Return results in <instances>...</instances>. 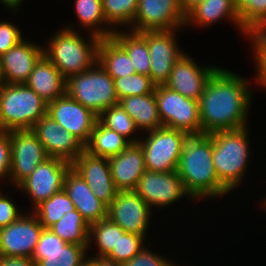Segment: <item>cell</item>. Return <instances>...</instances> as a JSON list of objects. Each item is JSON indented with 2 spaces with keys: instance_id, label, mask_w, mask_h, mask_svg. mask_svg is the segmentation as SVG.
Here are the masks:
<instances>
[{
  "instance_id": "obj_49",
  "label": "cell",
  "mask_w": 266,
  "mask_h": 266,
  "mask_svg": "<svg viewBox=\"0 0 266 266\" xmlns=\"http://www.w3.org/2000/svg\"><path fill=\"white\" fill-rule=\"evenodd\" d=\"M253 36L256 39L266 40V23Z\"/></svg>"
},
{
  "instance_id": "obj_44",
  "label": "cell",
  "mask_w": 266,
  "mask_h": 266,
  "mask_svg": "<svg viewBox=\"0 0 266 266\" xmlns=\"http://www.w3.org/2000/svg\"><path fill=\"white\" fill-rule=\"evenodd\" d=\"M65 244L64 240L60 239L50 229H43L40 239L36 245L34 252H54L60 250Z\"/></svg>"
},
{
  "instance_id": "obj_16",
  "label": "cell",
  "mask_w": 266,
  "mask_h": 266,
  "mask_svg": "<svg viewBox=\"0 0 266 266\" xmlns=\"http://www.w3.org/2000/svg\"><path fill=\"white\" fill-rule=\"evenodd\" d=\"M47 115L86 145L98 116L67 93L47 103Z\"/></svg>"
},
{
  "instance_id": "obj_38",
  "label": "cell",
  "mask_w": 266,
  "mask_h": 266,
  "mask_svg": "<svg viewBox=\"0 0 266 266\" xmlns=\"http://www.w3.org/2000/svg\"><path fill=\"white\" fill-rule=\"evenodd\" d=\"M144 241L148 243V240L138 234L119 232L117 248H113L107 258L124 264L137 255L144 246H146Z\"/></svg>"
},
{
  "instance_id": "obj_39",
  "label": "cell",
  "mask_w": 266,
  "mask_h": 266,
  "mask_svg": "<svg viewBox=\"0 0 266 266\" xmlns=\"http://www.w3.org/2000/svg\"><path fill=\"white\" fill-rule=\"evenodd\" d=\"M255 62L256 82L266 89V40L256 39L253 35L249 38Z\"/></svg>"
},
{
  "instance_id": "obj_21",
  "label": "cell",
  "mask_w": 266,
  "mask_h": 266,
  "mask_svg": "<svg viewBox=\"0 0 266 266\" xmlns=\"http://www.w3.org/2000/svg\"><path fill=\"white\" fill-rule=\"evenodd\" d=\"M118 191H134L146 171L145 156L139 143H131L120 154L108 158Z\"/></svg>"
},
{
  "instance_id": "obj_1",
  "label": "cell",
  "mask_w": 266,
  "mask_h": 266,
  "mask_svg": "<svg viewBox=\"0 0 266 266\" xmlns=\"http://www.w3.org/2000/svg\"><path fill=\"white\" fill-rule=\"evenodd\" d=\"M248 80L225 68H218L199 98L201 133L247 127L252 93Z\"/></svg>"
},
{
  "instance_id": "obj_9",
  "label": "cell",
  "mask_w": 266,
  "mask_h": 266,
  "mask_svg": "<svg viewBox=\"0 0 266 266\" xmlns=\"http://www.w3.org/2000/svg\"><path fill=\"white\" fill-rule=\"evenodd\" d=\"M70 168L71 163L48 157L16 187L31 199V211L41 202L63 190L65 175Z\"/></svg>"
},
{
  "instance_id": "obj_7",
  "label": "cell",
  "mask_w": 266,
  "mask_h": 266,
  "mask_svg": "<svg viewBox=\"0 0 266 266\" xmlns=\"http://www.w3.org/2000/svg\"><path fill=\"white\" fill-rule=\"evenodd\" d=\"M147 137L138 141L145 156L146 170L169 173L177 170L182 154L185 131L160 127L146 132Z\"/></svg>"
},
{
  "instance_id": "obj_33",
  "label": "cell",
  "mask_w": 266,
  "mask_h": 266,
  "mask_svg": "<svg viewBox=\"0 0 266 266\" xmlns=\"http://www.w3.org/2000/svg\"><path fill=\"white\" fill-rule=\"evenodd\" d=\"M89 246L65 244L54 252H34L32 259L37 266H79L86 258Z\"/></svg>"
},
{
  "instance_id": "obj_50",
  "label": "cell",
  "mask_w": 266,
  "mask_h": 266,
  "mask_svg": "<svg viewBox=\"0 0 266 266\" xmlns=\"http://www.w3.org/2000/svg\"><path fill=\"white\" fill-rule=\"evenodd\" d=\"M79 266H96L95 265V257H87L80 263Z\"/></svg>"
},
{
  "instance_id": "obj_37",
  "label": "cell",
  "mask_w": 266,
  "mask_h": 266,
  "mask_svg": "<svg viewBox=\"0 0 266 266\" xmlns=\"http://www.w3.org/2000/svg\"><path fill=\"white\" fill-rule=\"evenodd\" d=\"M113 82L118 99L135 95H148L156 87L150 76L138 73L114 79Z\"/></svg>"
},
{
  "instance_id": "obj_26",
  "label": "cell",
  "mask_w": 266,
  "mask_h": 266,
  "mask_svg": "<svg viewBox=\"0 0 266 266\" xmlns=\"http://www.w3.org/2000/svg\"><path fill=\"white\" fill-rule=\"evenodd\" d=\"M98 62L113 80L136 73L129 55L112 37L100 39Z\"/></svg>"
},
{
  "instance_id": "obj_3",
  "label": "cell",
  "mask_w": 266,
  "mask_h": 266,
  "mask_svg": "<svg viewBox=\"0 0 266 266\" xmlns=\"http://www.w3.org/2000/svg\"><path fill=\"white\" fill-rule=\"evenodd\" d=\"M89 40L69 25L53 34L43 54L54 64L62 76L69 77L89 70L98 61L100 37L90 33Z\"/></svg>"
},
{
  "instance_id": "obj_17",
  "label": "cell",
  "mask_w": 266,
  "mask_h": 266,
  "mask_svg": "<svg viewBox=\"0 0 266 266\" xmlns=\"http://www.w3.org/2000/svg\"><path fill=\"white\" fill-rule=\"evenodd\" d=\"M32 131L42 143L48 157L72 163L85 150V145L78 138L47 114L35 123Z\"/></svg>"
},
{
  "instance_id": "obj_25",
  "label": "cell",
  "mask_w": 266,
  "mask_h": 266,
  "mask_svg": "<svg viewBox=\"0 0 266 266\" xmlns=\"http://www.w3.org/2000/svg\"><path fill=\"white\" fill-rule=\"evenodd\" d=\"M118 103L134 120L139 132H149L163 127L158 114L155 91L148 95L124 97L119 99Z\"/></svg>"
},
{
  "instance_id": "obj_14",
  "label": "cell",
  "mask_w": 266,
  "mask_h": 266,
  "mask_svg": "<svg viewBox=\"0 0 266 266\" xmlns=\"http://www.w3.org/2000/svg\"><path fill=\"white\" fill-rule=\"evenodd\" d=\"M134 191L151 208L169 207L183 197L191 199L177 171L162 173L146 170Z\"/></svg>"
},
{
  "instance_id": "obj_35",
  "label": "cell",
  "mask_w": 266,
  "mask_h": 266,
  "mask_svg": "<svg viewBox=\"0 0 266 266\" xmlns=\"http://www.w3.org/2000/svg\"><path fill=\"white\" fill-rule=\"evenodd\" d=\"M98 121L108 129L116 131L119 135L127 138L131 143H138L139 137L132 134L138 130L134 120L120 106L119 103L106 108L99 116ZM132 136V137H130ZM129 137V138H128ZM136 138V139H135Z\"/></svg>"
},
{
  "instance_id": "obj_19",
  "label": "cell",
  "mask_w": 266,
  "mask_h": 266,
  "mask_svg": "<svg viewBox=\"0 0 266 266\" xmlns=\"http://www.w3.org/2000/svg\"><path fill=\"white\" fill-rule=\"evenodd\" d=\"M188 53H184L172 67L169 80L164 84L181 95L199 100L205 85L219 66H199Z\"/></svg>"
},
{
  "instance_id": "obj_31",
  "label": "cell",
  "mask_w": 266,
  "mask_h": 266,
  "mask_svg": "<svg viewBox=\"0 0 266 266\" xmlns=\"http://www.w3.org/2000/svg\"><path fill=\"white\" fill-rule=\"evenodd\" d=\"M74 210H76L75 205L63 189L52 195L48 200L41 202L32 212L38 218L43 228L49 229L58 222L65 213Z\"/></svg>"
},
{
  "instance_id": "obj_42",
  "label": "cell",
  "mask_w": 266,
  "mask_h": 266,
  "mask_svg": "<svg viewBox=\"0 0 266 266\" xmlns=\"http://www.w3.org/2000/svg\"><path fill=\"white\" fill-rule=\"evenodd\" d=\"M11 140L10 132L0 131V179H10ZM0 180V181H1Z\"/></svg>"
},
{
  "instance_id": "obj_41",
  "label": "cell",
  "mask_w": 266,
  "mask_h": 266,
  "mask_svg": "<svg viewBox=\"0 0 266 266\" xmlns=\"http://www.w3.org/2000/svg\"><path fill=\"white\" fill-rule=\"evenodd\" d=\"M145 247L123 266H177V264L174 265L175 262L172 263L169 259L153 253L152 250L150 251L147 249L148 247Z\"/></svg>"
},
{
  "instance_id": "obj_6",
  "label": "cell",
  "mask_w": 266,
  "mask_h": 266,
  "mask_svg": "<svg viewBox=\"0 0 266 266\" xmlns=\"http://www.w3.org/2000/svg\"><path fill=\"white\" fill-rule=\"evenodd\" d=\"M66 93L97 116L119 101L113 78L98 61L89 70L69 77Z\"/></svg>"
},
{
  "instance_id": "obj_36",
  "label": "cell",
  "mask_w": 266,
  "mask_h": 266,
  "mask_svg": "<svg viewBox=\"0 0 266 266\" xmlns=\"http://www.w3.org/2000/svg\"><path fill=\"white\" fill-rule=\"evenodd\" d=\"M241 27L254 35L266 23V0H237Z\"/></svg>"
},
{
  "instance_id": "obj_8",
  "label": "cell",
  "mask_w": 266,
  "mask_h": 266,
  "mask_svg": "<svg viewBox=\"0 0 266 266\" xmlns=\"http://www.w3.org/2000/svg\"><path fill=\"white\" fill-rule=\"evenodd\" d=\"M158 114L164 127L185 131L188 134L201 133L199 102L157 85L154 89Z\"/></svg>"
},
{
  "instance_id": "obj_32",
  "label": "cell",
  "mask_w": 266,
  "mask_h": 266,
  "mask_svg": "<svg viewBox=\"0 0 266 266\" xmlns=\"http://www.w3.org/2000/svg\"><path fill=\"white\" fill-rule=\"evenodd\" d=\"M119 232H125L119 225H116L109 218L90 224L89 228V248L92 246L91 242H95L97 253L96 257H107L113 250L117 248L119 241Z\"/></svg>"
},
{
  "instance_id": "obj_13",
  "label": "cell",
  "mask_w": 266,
  "mask_h": 266,
  "mask_svg": "<svg viewBox=\"0 0 266 266\" xmlns=\"http://www.w3.org/2000/svg\"><path fill=\"white\" fill-rule=\"evenodd\" d=\"M153 211L135 191H118L108 206L107 218L125 232L146 238Z\"/></svg>"
},
{
  "instance_id": "obj_12",
  "label": "cell",
  "mask_w": 266,
  "mask_h": 266,
  "mask_svg": "<svg viewBox=\"0 0 266 266\" xmlns=\"http://www.w3.org/2000/svg\"><path fill=\"white\" fill-rule=\"evenodd\" d=\"M11 168L8 182L17 187L48 155L32 130L10 131Z\"/></svg>"
},
{
  "instance_id": "obj_23",
  "label": "cell",
  "mask_w": 266,
  "mask_h": 266,
  "mask_svg": "<svg viewBox=\"0 0 266 266\" xmlns=\"http://www.w3.org/2000/svg\"><path fill=\"white\" fill-rule=\"evenodd\" d=\"M225 18V19H224ZM229 20L246 35L248 39L251 37L240 24L239 14L237 10V0H204L198 3L186 14L185 27L195 25V27H209L222 20Z\"/></svg>"
},
{
  "instance_id": "obj_51",
  "label": "cell",
  "mask_w": 266,
  "mask_h": 266,
  "mask_svg": "<svg viewBox=\"0 0 266 266\" xmlns=\"http://www.w3.org/2000/svg\"><path fill=\"white\" fill-rule=\"evenodd\" d=\"M3 84H4V82H3L1 70H0V88L3 86Z\"/></svg>"
},
{
  "instance_id": "obj_47",
  "label": "cell",
  "mask_w": 266,
  "mask_h": 266,
  "mask_svg": "<svg viewBox=\"0 0 266 266\" xmlns=\"http://www.w3.org/2000/svg\"><path fill=\"white\" fill-rule=\"evenodd\" d=\"M95 265L96 266H123V264L115 260H111L107 257H96V256H95Z\"/></svg>"
},
{
  "instance_id": "obj_18",
  "label": "cell",
  "mask_w": 266,
  "mask_h": 266,
  "mask_svg": "<svg viewBox=\"0 0 266 266\" xmlns=\"http://www.w3.org/2000/svg\"><path fill=\"white\" fill-rule=\"evenodd\" d=\"M71 168L87 183L92 193L107 207L116 198L108 158L93 156L84 150L72 163Z\"/></svg>"
},
{
  "instance_id": "obj_46",
  "label": "cell",
  "mask_w": 266,
  "mask_h": 266,
  "mask_svg": "<svg viewBox=\"0 0 266 266\" xmlns=\"http://www.w3.org/2000/svg\"><path fill=\"white\" fill-rule=\"evenodd\" d=\"M24 0H0V3L3 4L4 7L7 8V10H11L13 12L19 11V8L21 7V4Z\"/></svg>"
},
{
  "instance_id": "obj_5",
  "label": "cell",
  "mask_w": 266,
  "mask_h": 266,
  "mask_svg": "<svg viewBox=\"0 0 266 266\" xmlns=\"http://www.w3.org/2000/svg\"><path fill=\"white\" fill-rule=\"evenodd\" d=\"M47 114V102L25 83L0 88V131L32 130Z\"/></svg>"
},
{
  "instance_id": "obj_11",
  "label": "cell",
  "mask_w": 266,
  "mask_h": 266,
  "mask_svg": "<svg viewBox=\"0 0 266 266\" xmlns=\"http://www.w3.org/2000/svg\"><path fill=\"white\" fill-rule=\"evenodd\" d=\"M176 30H158L140 32L147 40L151 65L150 78L157 85H164L170 77V72L174 64L184 54L183 49H179L178 36Z\"/></svg>"
},
{
  "instance_id": "obj_2",
  "label": "cell",
  "mask_w": 266,
  "mask_h": 266,
  "mask_svg": "<svg viewBox=\"0 0 266 266\" xmlns=\"http://www.w3.org/2000/svg\"><path fill=\"white\" fill-rule=\"evenodd\" d=\"M182 150L176 171L192 200L218 199L230 192L216 174L211 134H188Z\"/></svg>"
},
{
  "instance_id": "obj_24",
  "label": "cell",
  "mask_w": 266,
  "mask_h": 266,
  "mask_svg": "<svg viewBox=\"0 0 266 266\" xmlns=\"http://www.w3.org/2000/svg\"><path fill=\"white\" fill-rule=\"evenodd\" d=\"M25 84L47 103L66 93V79L44 54L34 65Z\"/></svg>"
},
{
  "instance_id": "obj_22",
  "label": "cell",
  "mask_w": 266,
  "mask_h": 266,
  "mask_svg": "<svg viewBox=\"0 0 266 266\" xmlns=\"http://www.w3.org/2000/svg\"><path fill=\"white\" fill-rule=\"evenodd\" d=\"M63 189L89 225L107 218L108 207L92 193L87 183L72 168L65 175Z\"/></svg>"
},
{
  "instance_id": "obj_30",
  "label": "cell",
  "mask_w": 266,
  "mask_h": 266,
  "mask_svg": "<svg viewBox=\"0 0 266 266\" xmlns=\"http://www.w3.org/2000/svg\"><path fill=\"white\" fill-rule=\"evenodd\" d=\"M90 225L79 211L67 212L49 229L66 243L89 246Z\"/></svg>"
},
{
  "instance_id": "obj_40",
  "label": "cell",
  "mask_w": 266,
  "mask_h": 266,
  "mask_svg": "<svg viewBox=\"0 0 266 266\" xmlns=\"http://www.w3.org/2000/svg\"><path fill=\"white\" fill-rule=\"evenodd\" d=\"M17 26L11 21H0V57L24 39Z\"/></svg>"
},
{
  "instance_id": "obj_28",
  "label": "cell",
  "mask_w": 266,
  "mask_h": 266,
  "mask_svg": "<svg viewBox=\"0 0 266 266\" xmlns=\"http://www.w3.org/2000/svg\"><path fill=\"white\" fill-rule=\"evenodd\" d=\"M74 8L78 24L87 29L88 34L110 38L115 32L105 20L102 0H74Z\"/></svg>"
},
{
  "instance_id": "obj_27",
  "label": "cell",
  "mask_w": 266,
  "mask_h": 266,
  "mask_svg": "<svg viewBox=\"0 0 266 266\" xmlns=\"http://www.w3.org/2000/svg\"><path fill=\"white\" fill-rule=\"evenodd\" d=\"M129 55L135 72L150 76L151 58L146 38L135 31L115 30L111 36Z\"/></svg>"
},
{
  "instance_id": "obj_48",
  "label": "cell",
  "mask_w": 266,
  "mask_h": 266,
  "mask_svg": "<svg viewBox=\"0 0 266 266\" xmlns=\"http://www.w3.org/2000/svg\"><path fill=\"white\" fill-rule=\"evenodd\" d=\"M204 0H179L182 11L187 14L193 7Z\"/></svg>"
},
{
  "instance_id": "obj_4",
  "label": "cell",
  "mask_w": 266,
  "mask_h": 266,
  "mask_svg": "<svg viewBox=\"0 0 266 266\" xmlns=\"http://www.w3.org/2000/svg\"><path fill=\"white\" fill-rule=\"evenodd\" d=\"M249 126L236 130H219L211 134L213 163L220 182L230 191L243 182L250 155ZM246 171V172H245Z\"/></svg>"
},
{
  "instance_id": "obj_29",
  "label": "cell",
  "mask_w": 266,
  "mask_h": 266,
  "mask_svg": "<svg viewBox=\"0 0 266 266\" xmlns=\"http://www.w3.org/2000/svg\"><path fill=\"white\" fill-rule=\"evenodd\" d=\"M131 142L96 121L85 150L93 156L109 158L120 154Z\"/></svg>"
},
{
  "instance_id": "obj_34",
  "label": "cell",
  "mask_w": 266,
  "mask_h": 266,
  "mask_svg": "<svg viewBox=\"0 0 266 266\" xmlns=\"http://www.w3.org/2000/svg\"><path fill=\"white\" fill-rule=\"evenodd\" d=\"M103 12L106 22L114 30L133 24L138 7V0H102Z\"/></svg>"
},
{
  "instance_id": "obj_10",
  "label": "cell",
  "mask_w": 266,
  "mask_h": 266,
  "mask_svg": "<svg viewBox=\"0 0 266 266\" xmlns=\"http://www.w3.org/2000/svg\"><path fill=\"white\" fill-rule=\"evenodd\" d=\"M186 14L179 0H138L131 31L186 29Z\"/></svg>"
},
{
  "instance_id": "obj_20",
  "label": "cell",
  "mask_w": 266,
  "mask_h": 266,
  "mask_svg": "<svg viewBox=\"0 0 266 266\" xmlns=\"http://www.w3.org/2000/svg\"><path fill=\"white\" fill-rule=\"evenodd\" d=\"M43 55V46L22 39L0 57V70L4 83L23 84L29 78L36 62Z\"/></svg>"
},
{
  "instance_id": "obj_43",
  "label": "cell",
  "mask_w": 266,
  "mask_h": 266,
  "mask_svg": "<svg viewBox=\"0 0 266 266\" xmlns=\"http://www.w3.org/2000/svg\"><path fill=\"white\" fill-rule=\"evenodd\" d=\"M11 197L3 195L0 190V228L6 227L15 222L23 212H20L18 206Z\"/></svg>"
},
{
  "instance_id": "obj_15",
  "label": "cell",
  "mask_w": 266,
  "mask_h": 266,
  "mask_svg": "<svg viewBox=\"0 0 266 266\" xmlns=\"http://www.w3.org/2000/svg\"><path fill=\"white\" fill-rule=\"evenodd\" d=\"M43 229L33 212L22 213L15 222L0 228V256L32 258Z\"/></svg>"
},
{
  "instance_id": "obj_45",
  "label": "cell",
  "mask_w": 266,
  "mask_h": 266,
  "mask_svg": "<svg viewBox=\"0 0 266 266\" xmlns=\"http://www.w3.org/2000/svg\"><path fill=\"white\" fill-rule=\"evenodd\" d=\"M0 266H37V264L29 257L0 256Z\"/></svg>"
}]
</instances>
